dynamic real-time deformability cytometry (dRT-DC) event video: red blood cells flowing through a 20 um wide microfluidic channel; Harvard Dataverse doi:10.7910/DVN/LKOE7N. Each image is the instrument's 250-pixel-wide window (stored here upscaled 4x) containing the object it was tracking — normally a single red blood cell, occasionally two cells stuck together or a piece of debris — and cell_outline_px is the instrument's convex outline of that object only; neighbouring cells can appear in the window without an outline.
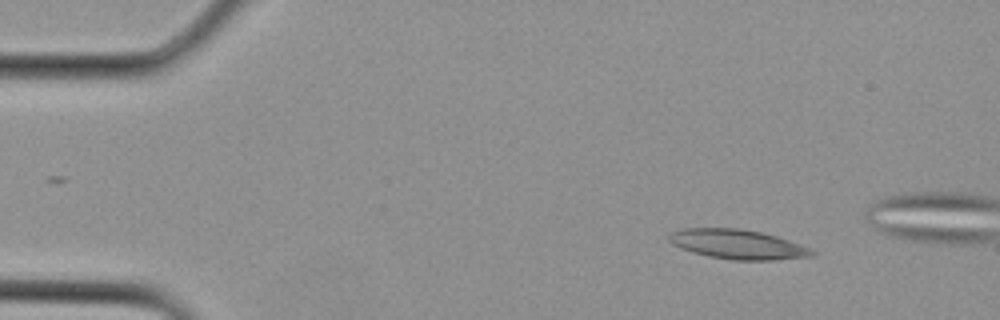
{"species": "Egyptian fruit bat (a non-hibernating species)", "species_latin": "Rousettus aegyptiacus", "temperature_condition": "cold", "stored_images_in_passage": 4, "camera_frame_rate_fps": 3000, "um_per_image_px": 0.085, "animal": {"sex": "female"}, "frame": {"image": 1, "passage_image": 1, "time_ms": 0.0, "image_size_px": [1000, 320], "cell_outline_px": [[816, 256], [772, 260], [732, 260], [708, 256], [692, 252], [680, 248], [672, 244], [668, 240], [668, 236], [672, 232], [684, 228], [740, 228], [760, 232], [776, 236], [812, 248], [816, 252]], "centroid_in_image_um": [62.72, 20.77], "position_along_channel_um": 22.3, "area_um2": 24.74}}